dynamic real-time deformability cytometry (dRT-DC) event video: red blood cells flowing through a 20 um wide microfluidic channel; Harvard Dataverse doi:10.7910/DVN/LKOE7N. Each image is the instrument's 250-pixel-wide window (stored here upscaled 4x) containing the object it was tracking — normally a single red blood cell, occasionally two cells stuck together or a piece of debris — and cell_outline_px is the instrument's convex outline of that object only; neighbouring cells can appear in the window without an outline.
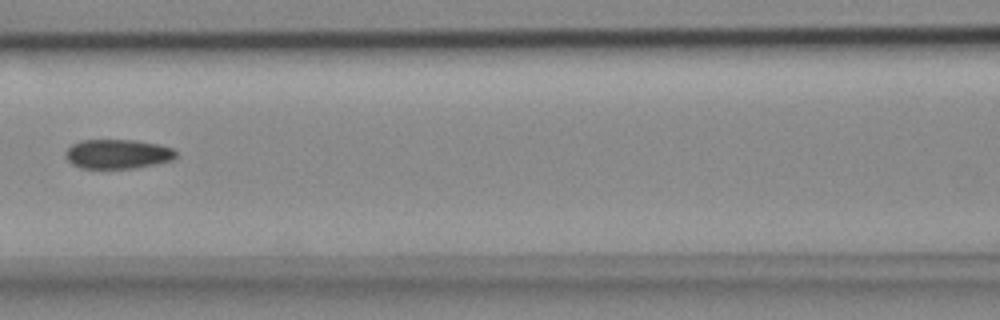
{"species": "common noctule bat (a hibernating species)", "species_latin": "Nyctalus noctula", "temperature_condition": "cold", "stored_images_in_passage": 10, "camera_frame_rate_fps": 3000, "um_per_image_px": 0.085, "animal": {"sex": "female", "body_mass_g": 18.4}, "frame": {"image": 1, "passage_image": 7, "time_ms": 2.0, "image_size_px": [1000, 320], "cell_outline_px": [[176, 156], [172, 160], [156, 164], [136, 168], [80, 168], [72, 164], [68, 160], [68, 148], [72, 144], [80, 140], [136, 140], [160, 144], [172, 148], [176, 152]], "centroid_in_image_um": [10.04, 13.08], "position_along_channel_um": 156.6, "area_um2": 18.84}}
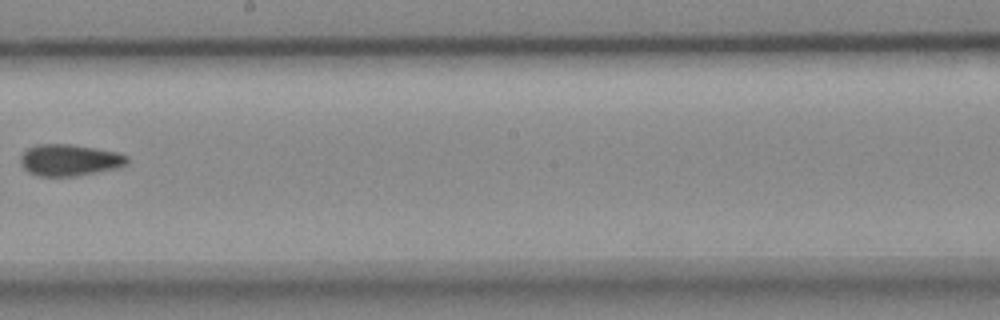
{"frame": {"image": 2, "passage_image": 9, "time_ms": 2.667, "image_size_px": [1000, 320], "cell_outline_px": [[128, 164], [116, 168], [76, 176], [36, 176], [28, 172], [20, 164], [20, 156], [28, 148], [36, 144], [72, 144], [96, 148], [116, 152], [128, 156]], "centroid_in_image_um": [5.89, 13.6], "position_along_channel_um": 242.3, "area_um2": 19.71}}
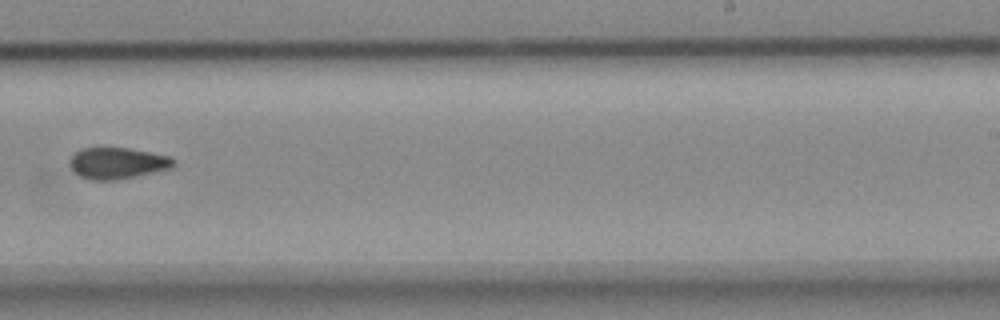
{"frame": {"image": 3, "passage_image": 10, "time_ms": 3.0, "image_size_px": [1000, 320], "cell_outline_px": [[176, 164], [172, 168], [136, 176], [116, 180], [88, 180], [80, 176], [68, 164], [68, 160], [72, 152], [80, 148], [128, 148], [172, 156], [176, 160]], "centroid_in_image_um": [9.97, 13.86], "position_along_channel_um": 279.0, "area_um2": 19.31}}